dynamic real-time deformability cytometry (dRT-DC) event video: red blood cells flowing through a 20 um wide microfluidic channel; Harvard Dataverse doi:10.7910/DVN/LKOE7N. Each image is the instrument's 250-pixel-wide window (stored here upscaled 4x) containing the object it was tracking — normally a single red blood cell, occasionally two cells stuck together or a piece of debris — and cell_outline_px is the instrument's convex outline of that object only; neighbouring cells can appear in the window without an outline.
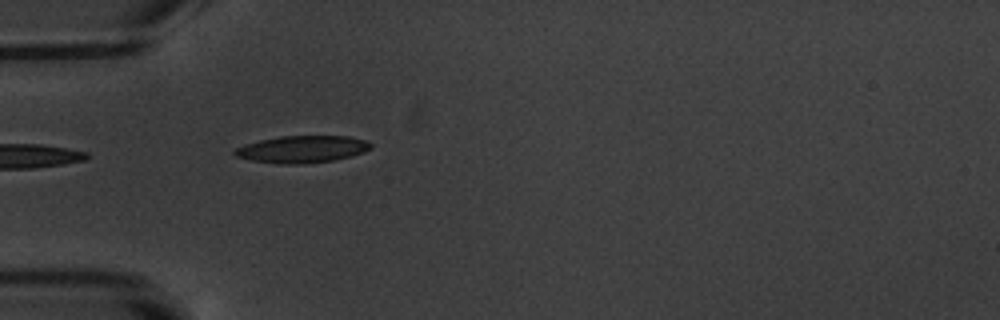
{"species": "common noctule bat (a hibernating species)", "species_latin": "Nyctalus noctula", "temperature_condition": "warm", "stored_images_in_passage": 6, "camera_frame_rate_fps": 3000, "um_per_image_px": 0.085, "animal": {"sex": "male", "body_mass_g": 20.1, "forearm_length_mm": 53.5}, "frame": {"image": 1, "passage_image": 6, "time_ms": 5.667, "image_size_px": [1000, 320], "cell_outline_px": [[372, 148], [364, 152], [332, 160], [304, 164], [276, 164], [252, 160], [236, 156], [232, 152], [236, 148], [244, 144], [260, 140], [280, 136], [348, 136], [364, 140], [372, 144]], "centroid_in_image_um": [25.65, 12.68], "position_along_channel_um": 59.3, "area_um2": 21.39}}